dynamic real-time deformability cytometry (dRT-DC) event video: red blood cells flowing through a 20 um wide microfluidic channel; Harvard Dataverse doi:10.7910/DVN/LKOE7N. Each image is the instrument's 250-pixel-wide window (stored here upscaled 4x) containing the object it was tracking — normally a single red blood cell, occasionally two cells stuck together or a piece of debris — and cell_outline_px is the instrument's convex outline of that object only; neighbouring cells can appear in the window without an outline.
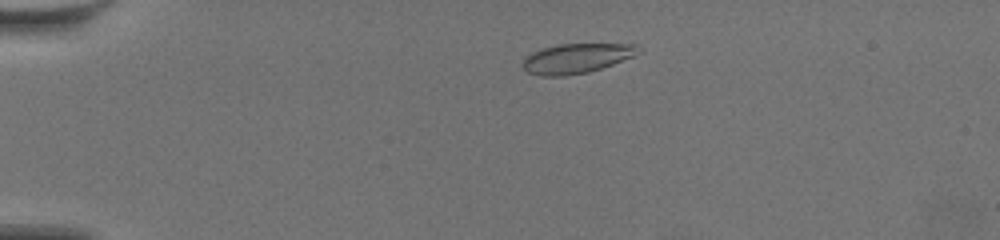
{"species": "common noctule bat (a hibernating species)", "species_latin": "Nyctalus noctula", "temperature_condition": "warm", "stored_images_in_passage": 13, "camera_frame_rate_fps": 3000, "um_per_image_px": 0.085, "animal": {"sex": "female", "body_mass_g": 19.5, "forearm_length_mm": 54.1}, "frame": {"image": 1, "passage_image": 6, "time_ms": 1.667, "image_size_px": [1000, 240], "cell_outline_px": [[644, 52], [612, 64], [588, 72], [564, 76], [540, 76], [528, 72], [520, 64], [524, 56], [532, 52], [544, 48], [560, 44], [640, 44]], "centroid_in_image_um": [49.02, 4.95], "position_along_channel_um": 36.0, "area_um2": 20.23}}
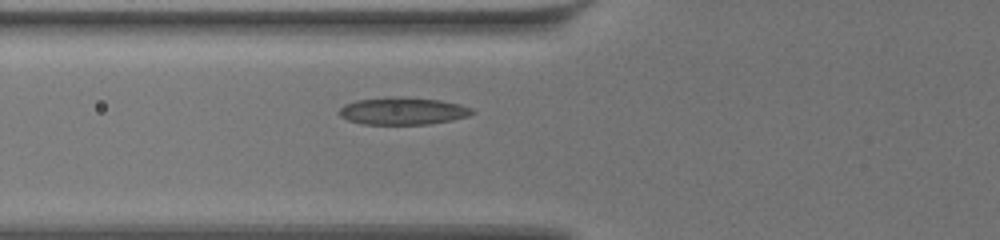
{"frame": {"image": 2, "passage_image": 13, "time_ms": 4.0, "image_size_px": [1000, 240], "cell_outline_px": [[476, 112], [468, 116], [452, 120], [428, 124], [360, 124], [348, 120], [340, 116], [340, 108], [344, 104], [356, 100], [404, 96], [440, 100], [460, 104], [472, 108]], "centroid_in_image_um": [34.26, 9.43], "position_along_channel_um": 91.5, "area_um2": 21.21}}